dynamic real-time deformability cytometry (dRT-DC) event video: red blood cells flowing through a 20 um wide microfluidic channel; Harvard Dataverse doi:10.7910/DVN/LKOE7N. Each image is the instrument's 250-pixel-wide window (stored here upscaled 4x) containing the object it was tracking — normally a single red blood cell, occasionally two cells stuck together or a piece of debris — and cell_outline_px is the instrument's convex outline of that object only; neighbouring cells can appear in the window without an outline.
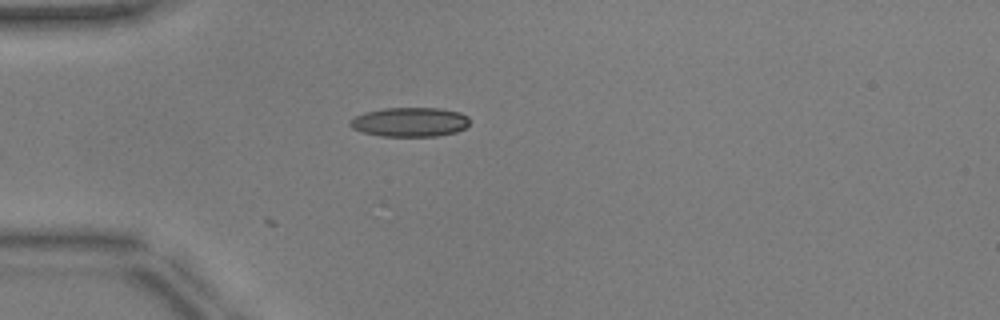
{"species": "common noctule bat (a hibernating species)", "species_latin": "Nyctalus noctula", "temperature_condition": "warm", "stored_images_in_passage": 3, "camera_frame_rate_fps": 3000, "um_per_image_px": 0.085, "animal": {"sex": "male", "body_mass_g": 17.9, "forearm_length_mm": 54.2}, "frame": {"image": 1, "passage_image": 1, "time_ms": 0.0, "image_size_px": [1000, 320], "cell_outline_px": [[468, 124], [464, 128], [456, 132], [436, 136], [380, 136], [364, 132], [352, 128], [348, 124], [348, 120], [364, 112], [384, 108], [440, 108], [460, 112], [468, 116]], "centroid_in_image_um": [34.82, 10.37], "position_along_channel_um": 50.2, "area_um2": 20.46}}